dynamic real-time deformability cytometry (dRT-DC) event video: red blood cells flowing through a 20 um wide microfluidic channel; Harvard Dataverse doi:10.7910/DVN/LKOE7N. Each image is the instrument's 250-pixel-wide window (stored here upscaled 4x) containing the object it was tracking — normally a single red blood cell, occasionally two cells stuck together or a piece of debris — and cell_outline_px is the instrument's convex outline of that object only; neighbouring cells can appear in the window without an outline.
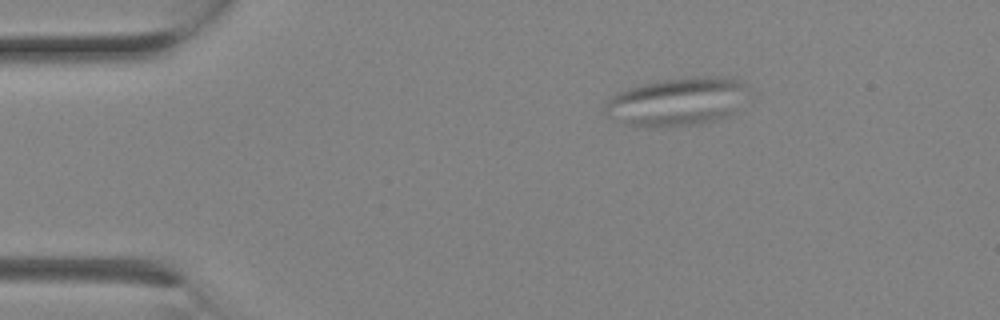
{"species": "Egyptian fruit bat (a non-hibernating species)", "species_latin": "Rousettus aegyptiacus", "temperature_condition": "room temperature", "stored_images_in_passage": 3, "camera_frame_rate_fps": 3000, "um_per_image_px": 0.085, "animal": {"sex": "female"}, "frame": {"image": 1, "passage_image": 3, "time_ms": 0.667, "image_size_px": [1000, 320], "cell_outline_px": [[748, 92], [728, 116], [696, 124], [656, 128], [636, 128], [624, 124], [604, 116], [604, 108], [608, 96], [616, 92], [640, 84], [656, 80], [704, 76], [728, 76], [740, 80], [748, 84]], "centroid_in_image_um": [57.45, 8.64], "position_along_channel_um": 27.5, "area_um2": 41.1}}